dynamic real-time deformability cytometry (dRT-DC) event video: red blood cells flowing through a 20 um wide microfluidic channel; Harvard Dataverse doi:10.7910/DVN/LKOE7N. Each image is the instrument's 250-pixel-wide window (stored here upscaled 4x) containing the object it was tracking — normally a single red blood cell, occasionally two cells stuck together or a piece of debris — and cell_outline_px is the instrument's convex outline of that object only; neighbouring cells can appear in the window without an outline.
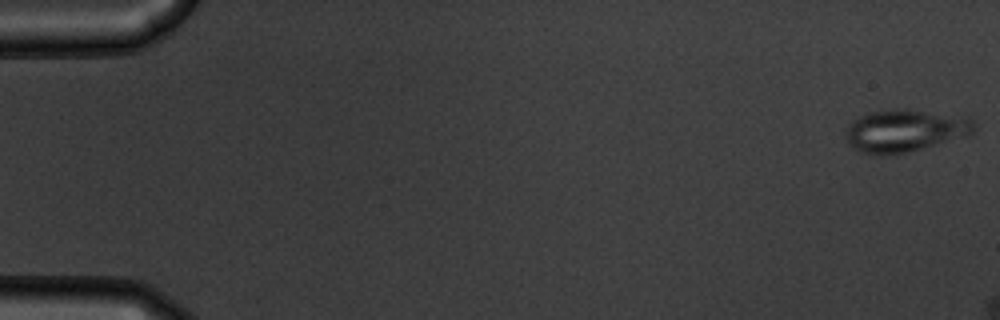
{"species": "common noctule bat (a hibernating species)", "species_latin": "Nyctalus noctula", "temperature_condition": "warm", "stored_images_in_passage": 14, "camera_frame_rate_fps": 3000, "um_per_image_px": 0.085, "animal": {"sex": "male", "body_mass_g": 19.5, "forearm_length_mm": 54.6}, "frame": {"image": 1, "passage_image": 1, "time_ms": 0.0, "image_size_px": [1000, 320], "cell_outline_px": [[976, 128], [968, 136], [904, 152], [880, 156], [860, 152], [852, 148], [848, 144], [844, 136], [844, 132], [852, 120], [868, 112], [880, 108], [908, 108], [968, 116], [976, 124]], "centroid_in_image_um": [76.89, 11.07], "position_along_channel_um": 8.1, "area_um2": 32.54}}